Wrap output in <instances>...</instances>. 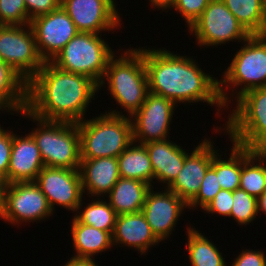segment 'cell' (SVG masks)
Wrapping results in <instances>:
<instances>
[{"mask_svg": "<svg viewBox=\"0 0 266 266\" xmlns=\"http://www.w3.org/2000/svg\"><path fill=\"white\" fill-rule=\"evenodd\" d=\"M91 78L61 70L46 61L27 83L26 110L43 120L80 122L98 91Z\"/></svg>", "mask_w": 266, "mask_h": 266, "instance_id": "obj_1", "label": "cell"}, {"mask_svg": "<svg viewBox=\"0 0 266 266\" xmlns=\"http://www.w3.org/2000/svg\"><path fill=\"white\" fill-rule=\"evenodd\" d=\"M149 92L177 103L207 102L223 108L219 80L204 73L192 58L164 49H143Z\"/></svg>", "mask_w": 266, "mask_h": 266, "instance_id": "obj_2", "label": "cell"}, {"mask_svg": "<svg viewBox=\"0 0 266 266\" xmlns=\"http://www.w3.org/2000/svg\"><path fill=\"white\" fill-rule=\"evenodd\" d=\"M117 112L113 110L99 117L77 122L81 159L117 158L133 142L130 116Z\"/></svg>", "mask_w": 266, "mask_h": 266, "instance_id": "obj_3", "label": "cell"}, {"mask_svg": "<svg viewBox=\"0 0 266 266\" xmlns=\"http://www.w3.org/2000/svg\"><path fill=\"white\" fill-rule=\"evenodd\" d=\"M125 52L117 59L114 57L115 54L109 59L99 89L107 80L108 91L131 117L145 102L149 92L148 78L143 60V48L134 50L132 48Z\"/></svg>", "mask_w": 266, "mask_h": 266, "instance_id": "obj_4", "label": "cell"}, {"mask_svg": "<svg viewBox=\"0 0 266 266\" xmlns=\"http://www.w3.org/2000/svg\"><path fill=\"white\" fill-rule=\"evenodd\" d=\"M19 114L38 122L39 127L31 131L47 167L79 169L80 135L74 122L43 120L31 115L26 109Z\"/></svg>", "mask_w": 266, "mask_h": 266, "instance_id": "obj_5", "label": "cell"}, {"mask_svg": "<svg viewBox=\"0 0 266 266\" xmlns=\"http://www.w3.org/2000/svg\"><path fill=\"white\" fill-rule=\"evenodd\" d=\"M236 102L225 124L232 143L252 151L266 150V87L248 90Z\"/></svg>", "mask_w": 266, "mask_h": 266, "instance_id": "obj_6", "label": "cell"}, {"mask_svg": "<svg viewBox=\"0 0 266 266\" xmlns=\"http://www.w3.org/2000/svg\"><path fill=\"white\" fill-rule=\"evenodd\" d=\"M114 54L99 34L79 32L50 62L61 70L87 76L99 85Z\"/></svg>", "mask_w": 266, "mask_h": 266, "instance_id": "obj_7", "label": "cell"}, {"mask_svg": "<svg viewBox=\"0 0 266 266\" xmlns=\"http://www.w3.org/2000/svg\"><path fill=\"white\" fill-rule=\"evenodd\" d=\"M244 44L225 71L224 79L219 81V95L224 108L229 100L223 85L241 86L235 98L248 90L266 87V35H251Z\"/></svg>", "mask_w": 266, "mask_h": 266, "instance_id": "obj_8", "label": "cell"}, {"mask_svg": "<svg viewBox=\"0 0 266 266\" xmlns=\"http://www.w3.org/2000/svg\"><path fill=\"white\" fill-rule=\"evenodd\" d=\"M0 60L16 71L26 83L37 74L45 61L38 52L30 24L3 25L0 28Z\"/></svg>", "mask_w": 266, "mask_h": 266, "instance_id": "obj_9", "label": "cell"}, {"mask_svg": "<svg viewBox=\"0 0 266 266\" xmlns=\"http://www.w3.org/2000/svg\"><path fill=\"white\" fill-rule=\"evenodd\" d=\"M189 29L200 46H220L234 39L245 42L251 36L222 0H211Z\"/></svg>", "mask_w": 266, "mask_h": 266, "instance_id": "obj_10", "label": "cell"}, {"mask_svg": "<svg viewBox=\"0 0 266 266\" xmlns=\"http://www.w3.org/2000/svg\"><path fill=\"white\" fill-rule=\"evenodd\" d=\"M34 182L46 196L52 211L55 204L71 211L81 209L84 192L79 169L44 166Z\"/></svg>", "mask_w": 266, "mask_h": 266, "instance_id": "obj_11", "label": "cell"}, {"mask_svg": "<svg viewBox=\"0 0 266 266\" xmlns=\"http://www.w3.org/2000/svg\"><path fill=\"white\" fill-rule=\"evenodd\" d=\"M175 107L173 101L148 92L143 105L130 117L133 141L145 144L167 139Z\"/></svg>", "mask_w": 266, "mask_h": 266, "instance_id": "obj_12", "label": "cell"}, {"mask_svg": "<svg viewBox=\"0 0 266 266\" xmlns=\"http://www.w3.org/2000/svg\"><path fill=\"white\" fill-rule=\"evenodd\" d=\"M51 214L53 211L46 196L35 182H14L7 185L2 219L11 224H19L43 220Z\"/></svg>", "mask_w": 266, "mask_h": 266, "instance_id": "obj_13", "label": "cell"}, {"mask_svg": "<svg viewBox=\"0 0 266 266\" xmlns=\"http://www.w3.org/2000/svg\"><path fill=\"white\" fill-rule=\"evenodd\" d=\"M37 49L43 60L51 61L79 31L61 5L31 20Z\"/></svg>", "mask_w": 266, "mask_h": 266, "instance_id": "obj_14", "label": "cell"}, {"mask_svg": "<svg viewBox=\"0 0 266 266\" xmlns=\"http://www.w3.org/2000/svg\"><path fill=\"white\" fill-rule=\"evenodd\" d=\"M79 32L99 34L120 25L114 0H61Z\"/></svg>", "mask_w": 266, "mask_h": 266, "instance_id": "obj_15", "label": "cell"}, {"mask_svg": "<svg viewBox=\"0 0 266 266\" xmlns=\"http://www.w3.org/2000/svg\"><path fill=\"white\" fill-rule=\"evenodd\" d=\"M152 188L147 193L141 212L155 237L162 241L171 235L178 218L188 206L168 188L164 192H155Z\"/></svg>", "mask_w": 266, "mask_h": 266, "instance_id": "obj_16", "label": "cell"}, {"mask_svg": "<svg viewBox=\"0 0 266 266\" xmlns=\"http://www.w3.org/2000/svg\"><path fill=\"white\" fill-rule=\"evenodd\" d=\"M211 143L204 139L192 153H187L183 168L167 187L186 204L197 195L207 169L211 166L212 158L218 152L213 149Z\"/></svg>", "mask_w": 266, "mask_h": 266, "instance_id": "obj_17", "label": "cell"}, {"mask_svg": "<svg viewBox=\"0 0 266 266\" xmlns=\"http://www.w3.org/2000/svg\"><path fill=\"white\" fill-rule=\"evenodd\" d=\"M14 134L7 173V183L34 182L43 169L41 153L31 134L25 137Z\"/></svg>", "mask_w": 266, "mask_h": 266, "instance_id": "obj_18", "label": "cell"}, {"mask_svg": "<svg viewBox=\"0 0 266 266\" xmlns=\"http://www.w3.org/2000/svg\"><path fill=\"white\" fill-rule=\"evenodd\" d=\"M79 171L83 192L91 196L109 194L120 178L116 157L81 159Z\"/></svg>", "mask_w": 266, "mask_h": 266, "instance_id": "obj_19", "label": "cell"}, {"mask_svg": "<svg viewBox=\"0 0 266 266\" xmlns=\"http://www.w3.org/2000/svg\"><path fill=\"white\" fill-rule=\"evenodd\" d=\"M112 241L113 245L121 243L137 248L141 255L145 254L151 245L160 243L141 211L117 215Z\"/></svg>", "mask_w": 266, "mask_h": 266, "instance_id": "obj_20", "label": "cell"}, {"mask_svg": "<svg viewBox=\"0 0 266 266\" xmlns=\"http://www.w3.org/2000/svg\"><path fill=\"white\" fill-rule=\"evenodd\" d=\"M144 145L150 156L154 179L163 184L167 183L168 187L183 168L187 152L176 143H172L169 138Z\"/></svg>", "mask_w": 266, "mask_h": 266, "instance_id": "obj_21", "label": "cell"}, {"mask_svg": "<svg viewBox=\"0 0 266 266\" xmlns=\"http://www.w3.org/2000/svg\"><path fill=\"white\" fill-rule=\"evenodd\" d=\"M151 187L137 179L120 177L108 194L109 204L117 215L140 212Z\"/></svg>", "mask_w": 266, "mask_h": 266, "instance_id": "obj_22", "label": "cell"}, {"mask_svg": "<svg viewBox=\"0 0 266 266\" xmlns=\"http://www.w3.org/2000/svg\"><path fill=\"white\" fill-rule=\"evenodd\" d=\"M75 259H92L93 255L113 247L112 235L104 230L80 223L75 217L71 225Z\"/></svg>", "mask_w": 266, "mask_h": 266, "instance_id": "obj_23", "label": "cell"}, {"mask_svg": "<svg viewBox=\"0 0 266 266\" xmlns=\"http://www.w3.org/2000/svg\"><path fill=\"white\" fill-rule=\"evenodd\" d=\"M133 141L118 157L119 175L126 179H137L151 185L154 172L149 153L144 144Z\"/></svg>", "mask_w": 266, "mask_h": 266, "instance_id": "obj_24", "label": "cell"}, {"mask_svg": "<svg viewBox=\"0 0 266 266\" xmlns=\"http://www.w3.org/2000/svg\"><path fill=\"white\" fill-rule=\"evenodd\" d=\"M265 160L266 150L252 151L242 147V168L239 188L255 198H259L266 191ZM256 161H259V164L255 165Z\"/></svg>", "mask_w": 266, "mask_h": 266, "instance_id": "obj_25", "label": "cell"}, {"mask_svg": "<svg viewBox=\"0 0 266 266\" xmlns=\"http://www.w3.org/2000/svg\"><path fill=\"white\" fill-rule=\"evenodd\" d=\"M27 83L0 60V108L20 113L26 109Z\"/></svg>", "mask_w": 266, "mask_h": 266, "instance_id": "obj_26", "label": "cell"}, {"mask_svg": "<svg viewBox=\"0 0 266 266\" xmlns=\"http://www.w3.org/2000/svg\"><path fill=\"white\" fill-rule=\"evenodd\" d=\"M251 35H266V11L261 0H222Z\"/></svg>", "mask_w": 266, "mask_h": 266, "instance_id": "obj_27", "label": "cell"}, {"mask_svg": "<svg viewBox=\"0 0 266 266\" xmlns=\"http://www.w3.org/2000/svg\"><path fill=\"white\" fill-rule=\"evenodd\" d=\"M188 254L192 266H226L222 253L214 243L195 228H188Z\"/></svg>", "mask_w": 266, "mask_h": 266, "instance_id": "obj_28", "label": "cell"}, {"mask_svg": "<svg viewBox=\"0 0 266 266\" xmlns=\"http://www.w3.org/2000/svg\"><path fill=\"white\" fill-rule=\"evenodd\" d=\"M228 160H221V155L216 153L211 162L215 169L221 189L235 191L240 187V174L242 168V146L233 143Z\"/></svg>", "mask_w": 266, "mask_h": 266, "instance_id": "obj_29", "label": "cell"}, {"mask_svg": "<svg viewBox=\"0 0 266 266\" xmlns=\"http://www.w3.org/2000/svg\"><path fill=\"white\" fill-rule=\"evenodd\" d=\"M100 198L94 200L84 207V211L74 216L80 223L92 226L99 230H104L113 234L117 214L110 206L109 202Z\"/></svg>", "mask_w": 266, "mask_h": 266, "instance_id": "obj_30", "label": "cell"}, {"mask_svg": "<svg viewBox=\"0 0 266 266\" xmlns=\"http://www.w3.org/2000/svg\"><path fill=\"white\" fill-rule=\"evenodd\" d=\"M258 215L257 198L240 188L233 191V206L230 217L240 225L251 223Z\"/></svg>", "mask_w": 266, "mask_h": 266, "instance_id": "obj_31", "label": "cell"}, {"mask_svg": "<svg viewBox=\"0 0 266 266\" xmlns=\"http://www.w3.org/2000/svg\"><path fill=\"white\" fill-rule=\"evenodd\" d=\"M221 190L215 169L210 166L202 180L197 195L187 204V208H196L198 205L204 209Z\"/></svg>", "mask_w": 266, "mask_h": 266, "instance_id": "obj_32", "label": "cell"}, {"mask_svg": "<svg viewBox=\"0 0 266 266\" xmlns=\"http://www.w3.org/2000/svg\"><path fill=\"white\" fill-rule=\"evenodd\" d=\"M0 22L3 25L30 24L25 0H0Z\"/></svg>", "mask_w": 266, "mask_h": 266, "instance_id": "obj_33", "label": "cell"}, {"mask_svg": "<svg viewBox=\"0 0 266 266\" xmlns=\"http://www.w3.org/2000/svg\"><path fill=\"white\" fill-rule=\"evenodd\" d=\"M211 0H176L174 8L184 17L188 27L202 15Z\"/></svg>", "mask_w": 266, "mask_h": 266, "instance_id": "obj_34", "label": "cell"}, {"mask_svg": "<svg viewBox=\"0 0 266 266\" xmlns=\"http://www.w3.org/2000/svg\"><path fill=\"white\" fill-rule=\"evenodd\" d=\"M232 206L233 192L221 189L203 210L207 213H217L230 217Z\"/></svg>", "mask_w": 266, "mask_h": 266, "instance_id": "obj_35", "label": "cell"}, {"mask_svg": "<svg viewBox=\"0 0 266 266\" xmlns=\"http://www.w3.org/2000/svg\"><path fill=\"white\" fill-rule=\"evenodd\" d=\"M12 131H6L0 126V177L7 180L12 149Z\"/></svg>", "mask_w": 266, "mask_h": 266, "instance_id": "obj_36", "label": "cell"}, {"mask_svg": "<svg viewBox=\"0 0 266 266\" xmlns=\"http://www.w3.org/2000/svg\"><path fill=\"white\" fill-rule=\"evenodd\" d=\"M61 4V0H25L28 17L33 20L36 17L48 14L56 10Z\"/></svg>", "mask_w": 266, "mask_h": 266, "instance_id": "obj_37", "label": "cell"}, {"mask_svg": "<svg viewBox=\"0 0 266 266\" xmlns=\"http://www.w3.org/2000/svg\"><path fill=\"white\" fill-rule=\"evenodd\" d=\"M232 266H266V256L263 251L242 250Z\"/></svg>", "mask_w": 266, "mask_h": 266, "instance_id": "obj_38", "label": "cell"}, {"mask_svg": "<svg viewBox=\"0 0 266 266\" xmlns=\"http://www.w3.org/2000/svg\"><path fill=\"white\" fill-rule=\"evenodd\" d=\"M64 266H98L94 262V259H75L72 258L67 261Z\"/></svg>", "mask_w": 266, "mask_h": 266, "instance_id": "obj_39", "label": "cell"}, {"mask_svg": "<svg viewBox=\"0 0 266 266\" xmlns=\"http://www.w3.org/2000/svg\"><path fill=\"white\" fill-rule=\"evenodd\" d=\"M7 180L0 177V218L2 216L4 207H5V195L7 188Z\"/></svg>", "mask_w": 266, "mask_h": 266, "instance_id": "obj_40", "label": "cell"}, {"mask_svg": "<svg viewBox=\"0 0 266 266\" xmlns=\"http://www.w3.org/2000/svg\"><path fill=\"white\" fill-rule=\"evenodd\" d=\"M152 6L157 7L158 9H170L171 7L174 8L176 0H149Z\"/></svg>", "mask_w": 266, "mask_h": 266, "instance_id": "obj_41", "label": "cell"}, {"mask_svg": "<svg viewBox=\"0 0 266 266\" xmlns=\"http://www.w3.org/2000/svg\"><path fill=\"white\" fill-rule=\"evenodd\" d=\"M258 213L262 211L266 214V191L257 198ZM261 210V211H260Z\"/></svg>", "mask_w": 266, "mask_h": 266, "instance_id": "obj_42", "label": "cell"}, {"mask_svg": "<svg viewBox=\"0 0 266 266\" xmlns=\"http://www.w3.org/2000/svg\"><path fill=\"white\" fill-rule=\"evenodd\" d=\"M261 2H262L263 7H264V9H265V11H266V0H261Z\"/></svg>", "mask_w": 266, "mask_h": 266, "instance_id": "obj_43", "label": "cell"}]
</instances>
